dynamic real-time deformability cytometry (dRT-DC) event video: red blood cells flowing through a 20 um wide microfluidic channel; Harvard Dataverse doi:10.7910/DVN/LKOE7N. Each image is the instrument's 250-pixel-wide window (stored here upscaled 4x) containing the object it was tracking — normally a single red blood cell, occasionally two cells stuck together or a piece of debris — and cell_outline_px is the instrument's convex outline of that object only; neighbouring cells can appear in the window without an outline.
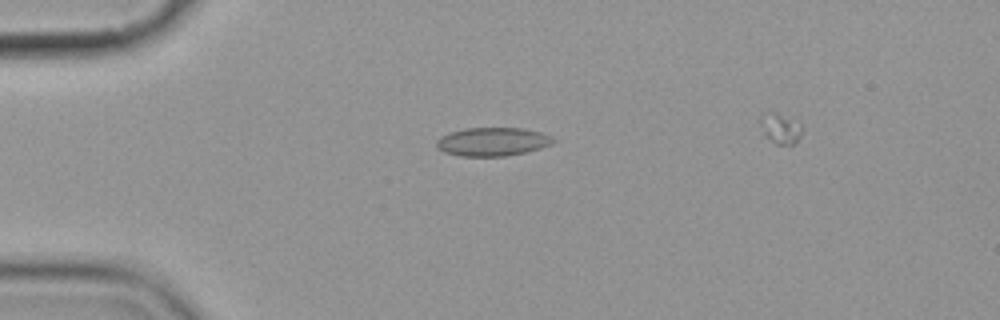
{"species": "common noctule bat (a hibernating species)", "species_latin": "Nyctalus noctula", "temperature_condition": "cold", "stored_images_in_passage": 7, "camera_frame_rate_fps": 3000, "um_per_image_px": 0.085, "animal": {"sex": "female", "body_mass_g": 19.9}, "frame": {"image": 1, "passage_image": 5, "time_ms": 4.667, "image_size_px": [1000, 320], "cell_outline_px": [[556, 140], [552, 144], [540, 148], [524, 152], [504, 156], [460, 156], [444, 152], [436, 148], [436, 140], [440, 136], [448, 132], [464, 128], [524, 128], [540, 132], [552, 136]], "centroid_in_image_um": [41.83, 12.04], "position_along_channel_um": 43.2, "area_um2": 19.54}}